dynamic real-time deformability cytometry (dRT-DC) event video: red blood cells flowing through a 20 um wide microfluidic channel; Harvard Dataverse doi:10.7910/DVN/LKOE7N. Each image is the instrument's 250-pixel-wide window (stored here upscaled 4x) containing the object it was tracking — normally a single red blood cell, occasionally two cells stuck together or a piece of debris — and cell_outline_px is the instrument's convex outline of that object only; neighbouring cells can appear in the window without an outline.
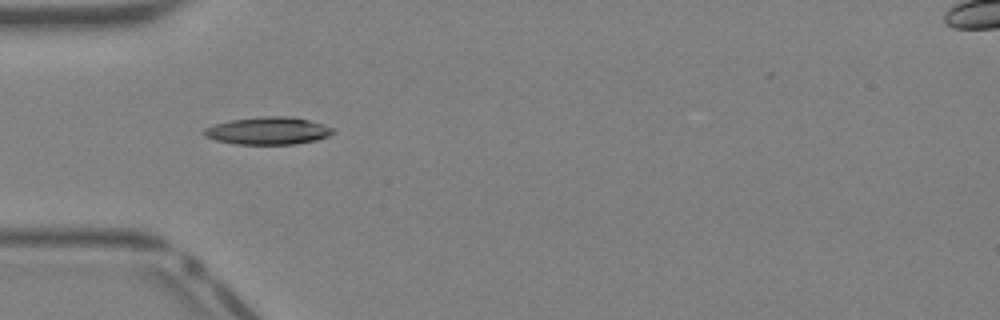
{"species": "Egyptian fruit bat (a non-hibernating species)", "species_latin": "Rousettus aegyptiacus", "temperature_condition": "warm", "stored_images_in_passage": 30, "camera_frame_rate_fps": 3000, "um_per_image_px": 0.085, "animal": {"sex": "female"}, "frame": {"image": 1, "passage_image": 2, "time_ms": 0.333, "image_size_px": [1000, 320], "cell_outline_px": [[336, 132], [328, 136], [316, 140], [292, 144], [236, 144], [216, 140], [204, 136], [204, 128], [216, 124], [232, 120], [264, 116], [288, 116], [308, 120], [332, 128]], "centroid_in_image_um": [22.78, 11.12], "position_along_channel_um": 62.2, "area_um2": 20.35}}
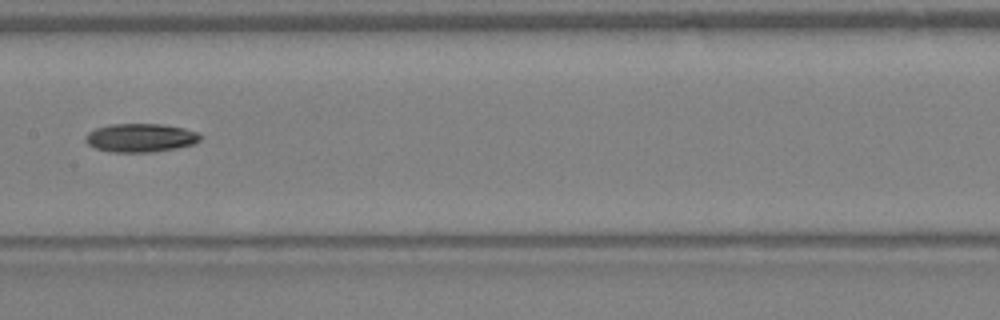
{"frame": {"image": 2, "passage_image": 10, "time_ms": 3.0, "image_size_px": [1000, 320], "cell_outline_px": [[204, 136], [200, 140], [192, 144], [176, 148], [152, 152], [112, 152], [96, 148], [88, 144], [84, 140], [84, 136], [88, 132], [96, 128], [108, 124], [164, 124], [184, 128], [200, 132]], "centroid_in_image_um": [11.96, 11.7], "position_along_channel_um": 195.4, "area_um2": 19.31}}
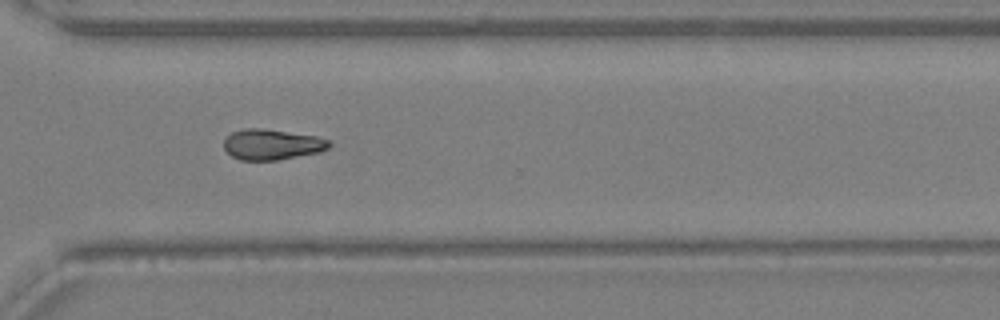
{"frame": {"image": 3, "passage_image": 19, "time_ms": 6.0, "image_size_px": [1000, 320], "cell_outline_px": [[332, 144], [328, 148], [320, 152], [276, 160], [240, 160], [232, 156], [224, 148], [224, 140], [232, 132], [244, 128], [260, 128], [316, 136], [332, 140]], "centroid_in_image_um": [23.14, 12.28], "position_along_channel_um": 347.5, "area_um2": 18.73}}